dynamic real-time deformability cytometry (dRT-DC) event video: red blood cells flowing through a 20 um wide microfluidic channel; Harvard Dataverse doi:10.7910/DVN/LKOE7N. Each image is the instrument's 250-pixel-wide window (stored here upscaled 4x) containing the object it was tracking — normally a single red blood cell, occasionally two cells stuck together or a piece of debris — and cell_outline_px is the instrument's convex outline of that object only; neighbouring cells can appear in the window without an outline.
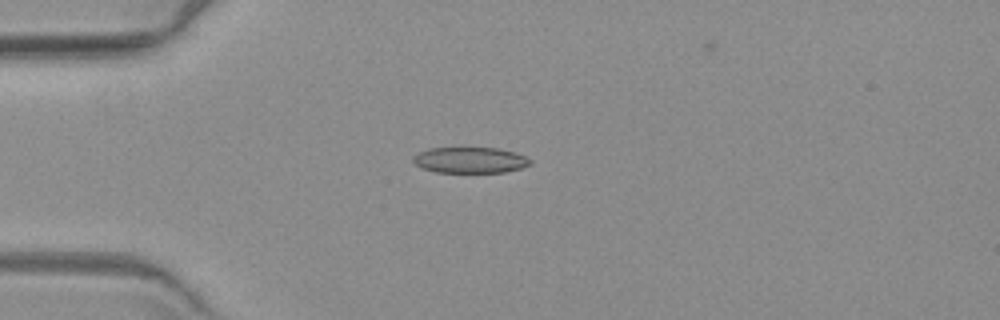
{"species": "common noctule bat (a hibernating species)", "species_latin": "Nyctalus noctula", "temperature_condition": "warm", "stored_images_in_passage": 6, "camera_frame_rate_fps": 3000, "um_per_image_px": 0.085, "animal": {"sex": "female", "body_mass_g": 19.3, "forearm_length_mm": 54.1}, "frame": {"image": 1, "passage_image": 3, "time_ms": 2.333, "image_size_px": [1000, 320], "cell_outline_px": [[532, 164], [520, 168], [504, 172], [436, 172], [424, 168], [416, 164], [412, 160], [412, 156], [428, 148], [496, 148], [512, 152], [524, 156], [532, 160]], "centroid_in_image_um": [39.95, 13.61], "position_along_channel_um": 45.1, "area_um2": 17.46}}
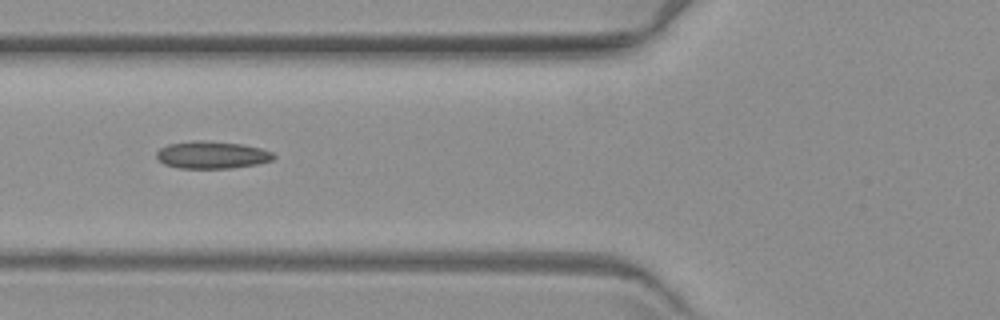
{"frame": {"image": 2, "passage_image": 5, "time_ms": 4.667, "image_size_px": [1000, 320], "cell_outline_px": [[276, 156], [272, 160], [256, 164], [232, 168], [176, 168], [164, 164], [156, 156], [156, 152], [160, 148], [168, 144], [196, 140], [200, 140], [240, 144], [260, 148], [272, 152]], "centroid_in_image_um": [17.99, 13.17], "position_along_channel_um": 107.8, "area_um2": 18.55}}
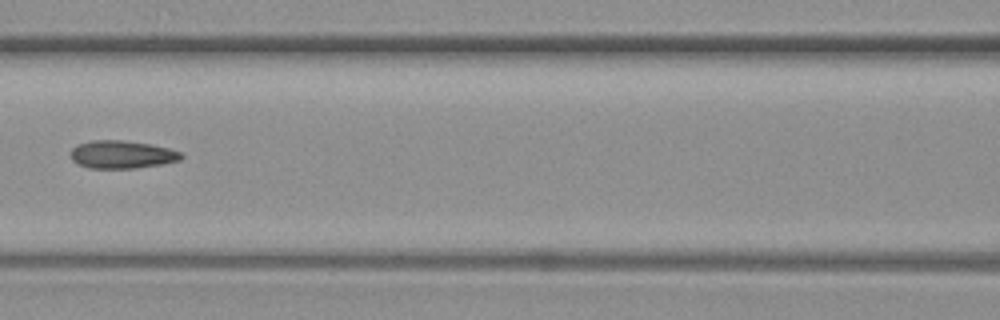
{"frame": {"image": 3, "passage_image": 6, "time_ms": 6.0, "image_size_px": [1000, 320], "cell_outline_px": [[184, 156], [180, 160], [164, 164], [136, 168], [88, 168], [76, 164], [72, 160], [72, 148], [76, 144], [92, 140], [120, 140], [152, 144], [168, 148], [180, 152]], "centroid_in_image_um": [10.36, 13.13], "position_along_channel_um": 156.2, "area_um2": 18.09}}